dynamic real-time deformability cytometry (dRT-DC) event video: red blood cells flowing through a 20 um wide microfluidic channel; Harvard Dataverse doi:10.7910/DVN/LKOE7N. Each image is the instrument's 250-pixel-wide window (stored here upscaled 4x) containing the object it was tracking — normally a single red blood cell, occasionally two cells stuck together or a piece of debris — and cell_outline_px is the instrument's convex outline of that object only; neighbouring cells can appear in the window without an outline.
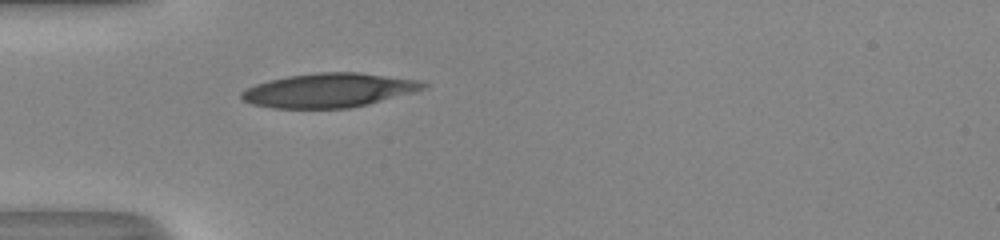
{"species": "human", "species_latin": "Homo sapiens", "temperature_condition": "room temperature", "stored_images_in_passage": 36, "camera_frame_rate_fps": 3000, "um_per_image_px": 0.085, "donor": {"sex": "male"}, "frame": {"image": 1, "passage_image": 1, "time_ms": 0.0, "image_size_px": [1000, 240], "cell_outline_px": [[428, 88], [368, 104], [348, 108], [272, 108], [252, 104], [244, 100], [240, 96], [240, 92], [256, 84], [288, 76], [320, 72], [356, 72], [416, 80], [428, 84]], "centroid_in_image_um": [27.95, 7.68], "position_along_channel_um": 57.1, "area_um2": 35.72}}
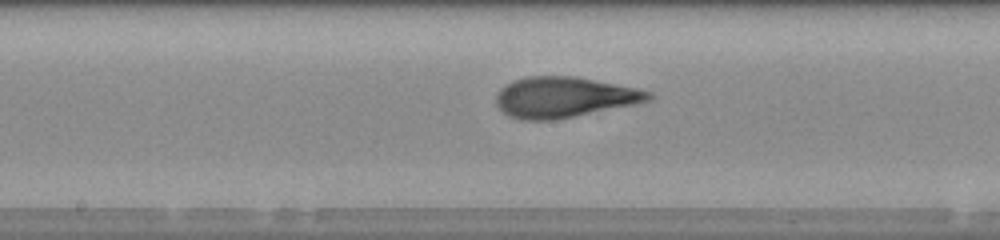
{"frame": {"image": 2, "passage_image": 12, "time_ms": 3.667, "image_size_px": [1000, 240], "cell_outline_px": [[652, 100], [552, 120], [520, 120], [508, 116], [496, 104], [496, 96], [500, 88], [512, 80], [528, 76], [576, 76], [636, 88], [652, 92]], "centroid_in_image_um": [47.9, 8.25], "position_along_channel_um": 200.3, "area_um2": 35.72}}
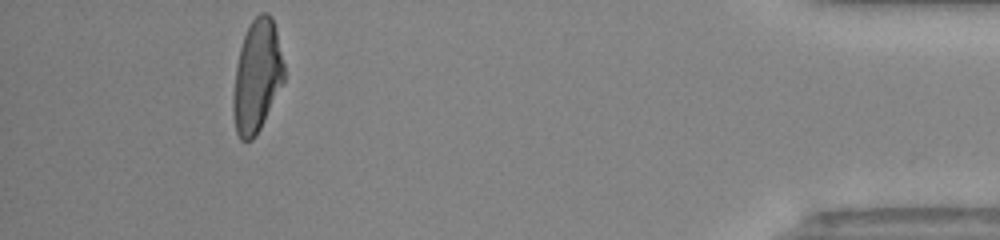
{"frame": {"image": 3, "passage_image": 32, "time_ms": 10.333, "image_size_px": [1000, 240], "cell_outline_px": [[284, 80], [256, 136], [252, 140], [240, 140], [236, 132], [232, 112], [232, 96], [236, 68], [240, 48], [244, 36], [252, 20], [260, 12], [268, 12], [272, 16], [276, 28], [284, 64]], "centroid_in_image_um": [21.83, 6.48], "position_along_channel_um": 413.4, "area_um2": 33.23}, "authors_computed_cell_mechanics": {"area_um2": 34.6222, "velocity_mm_per_s": 4.1041, "shape_relaxation_time_tau1_ms": 7.2164, "shape_relaxation_time_tau2_ms": 1.1254, "deformation_change_tau1": 0.2753, "deformation_change_tau2": 0.089}}